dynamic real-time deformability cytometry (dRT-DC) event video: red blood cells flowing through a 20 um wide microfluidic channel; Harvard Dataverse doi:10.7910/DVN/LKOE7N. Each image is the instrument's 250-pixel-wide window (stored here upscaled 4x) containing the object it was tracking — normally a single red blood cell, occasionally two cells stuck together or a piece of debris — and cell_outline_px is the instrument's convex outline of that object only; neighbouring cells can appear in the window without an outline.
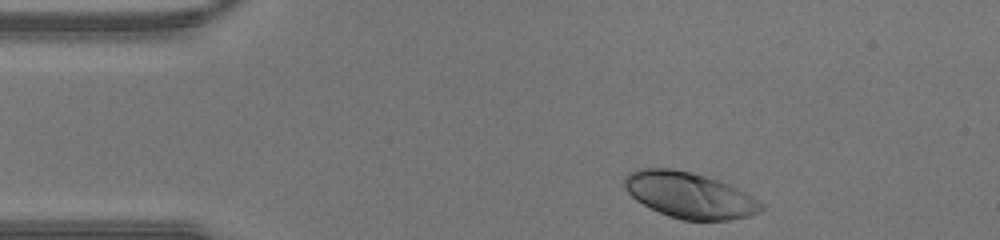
{"species": "human", "species_latin": "Homo sapiens", "temperature_condition": "warm", "stored_images_in_passage": 30, "camera_frame_rate_fps": 3000, "um_per_image_px": 0.085, "donor": {"sex": "male"}, "frame": {"image": 1, "passage_image": 1, "time_ms": 0.0, "image_size_px": [1000, 240], "cell_outline_px": [[764, 208], [760, 212], [748, 216], [728, 220], [684, 220], [668, 216], [636, 200], [624, 188], [624, 176], [628, 172], [640, 168], [672, 168], [720, 180], [752, 196], [764, 204]], "centroid_in_image_um": [58.6, 16.58], "position_along_channel_um": 26.4, "area_um2": 36.41}}
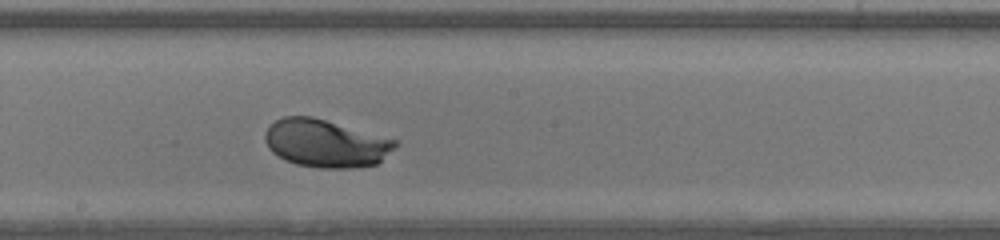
{"frame": {"image": 2, "passage_image": 18, "time_ms": 5.667, "image_size_px": [1000, 240], "cell_outline_px": [[400, 144], [396, 148], [376, 164], [356, 168], [320, 168], [296, 164], [284, 160], [272, 152], [268, 148], [264, 140], [264, 132], [276, 120], [284, 116], [312, 116], [400, 140]], "centroid_in_image_um": [27.72, 12.18], "position_along_channel_um": 220.5, "area_um2": 36.7}}
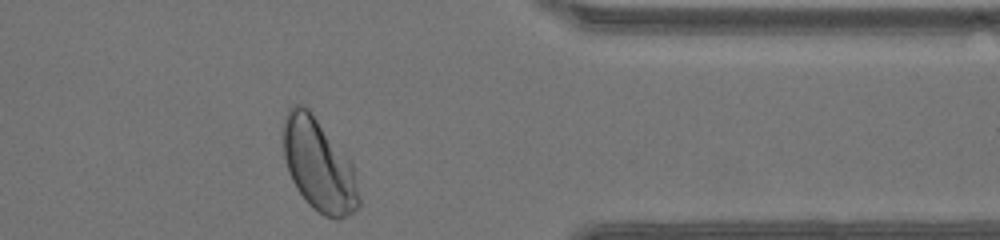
{"frame": {"image": 3, "passage_image": 30, "time_ms": 9.667, "image_size_px": [1000, 240], "cell_outline_px": [[360, 208], [340, 220], [336, 220], [324, 216], [312, 208], [308, 204], [296, 188], [288, 172], [284, 160], [284, 116], [288, 108], [292, 104], [304, 104], [312, 112], [352, 164], [360, 196]], "centroid_in_image_um": [27.09, 14.06], "position_along_channel_um": 384.3, "area_um2": 40.86}}